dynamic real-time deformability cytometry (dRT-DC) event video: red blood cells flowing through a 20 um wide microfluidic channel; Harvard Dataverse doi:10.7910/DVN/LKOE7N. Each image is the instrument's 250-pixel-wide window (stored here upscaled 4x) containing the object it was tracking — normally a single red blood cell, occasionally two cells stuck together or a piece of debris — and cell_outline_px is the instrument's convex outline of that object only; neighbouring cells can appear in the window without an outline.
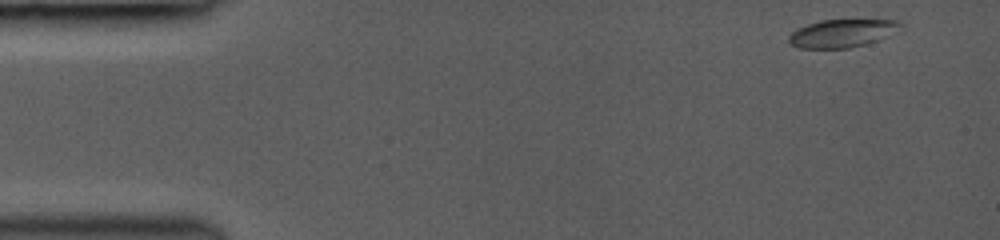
{"species": "common noctule bat (a hibernating species)", "species_latin": "Nyctalus noctula", "temperature_condition": "room temperature", "stored_images_in_passage": 54, "camera_frame_rate_fps": 3000, "um_per_image_px": 0.085, "animal": {"sex": "female", "body_mass_g": 19.0, "forearm_length_mm": 53.3}, "frame": {"image": 1, "passage_image": 1, "time_ms": 0.0, "image_size_px": [1000, 240], "cell_outline_px": [[904, 24], [888, 36], [880, 40], [848, 48], [800, 48], [788, 44], [788, 36], [796, 28], [820, 20], [896, 20]], "centroid_in_image_um": [71.54, 2.83], "position_along_channel_um": 13.5, "area_um2": 18.21}}
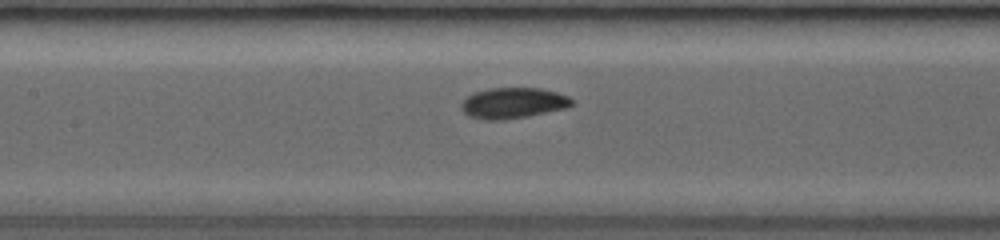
{"frame": {"image": 2, "passage_image": 18, "time_ms": 6.333, "image_size_px": [1000, 240], "cell_outline_px": [[576, 104], [568, 108], [528, 116], [504, 120], [484, 120], [468, 116], [460, 108], [460, 104], [472, 92], [488, 88], [540, 88], [556, 92], [568, 96], [576, 100]], "centroid_in_image_um": [43.64, 8.76], "position_along_channel_um": 163.8, "area_um2": 20.23}}
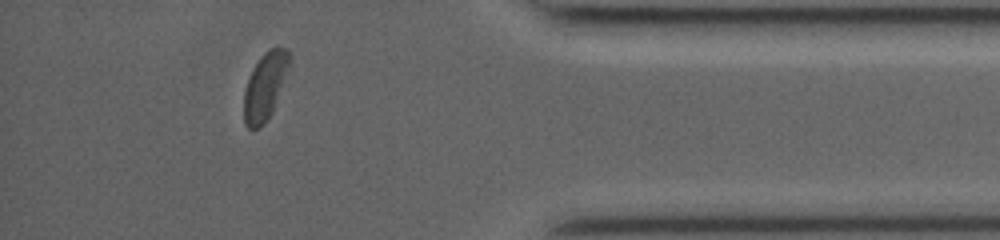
{"frame": {"image": 3, "passage_image": 46, "time_ms": 12.667, "image_size_px": [1000, 240], "cell_outline_px": [[292, 56], [272, 112], [264, 124], [256, 128], [248, 128], [244, 124], [244, 88], [252, 68], [260, 56], [268, 48], [284, 48]], "centroid_in_image_um": [22.5, 7.31], "position_along_channel_um": 412.7, "area_um2": 17.63}, "authors_computed_cell_mechanics": {"area_um2": 19.2474, "velocity_mm_per_s": 4.2294, "shape_relaxation_time_tau1_ms": 4.0304, "shape_relaxation_time_tau2_ms": 1.3313, "deformation_change_tau1": 0.0971, "deformation_change_tau2": 0.049}}